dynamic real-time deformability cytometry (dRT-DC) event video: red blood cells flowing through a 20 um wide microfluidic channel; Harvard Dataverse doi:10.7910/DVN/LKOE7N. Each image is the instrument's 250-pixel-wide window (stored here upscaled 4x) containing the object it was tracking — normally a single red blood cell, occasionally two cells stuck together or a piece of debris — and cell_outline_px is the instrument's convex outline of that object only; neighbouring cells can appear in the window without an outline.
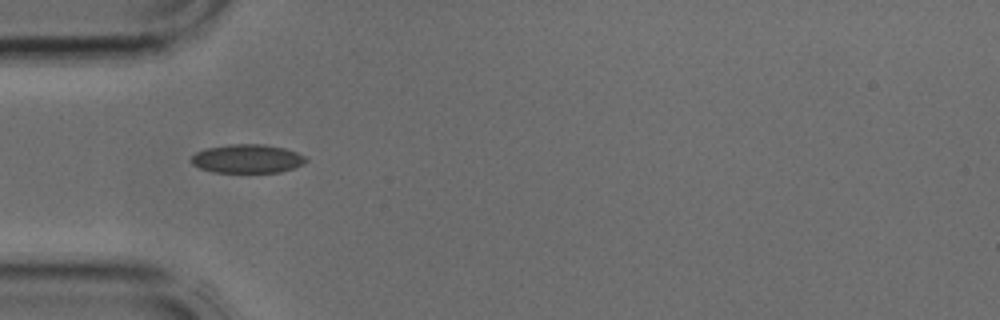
{"species": "common noctule bat (a hibernating species)", "species_latin": "Nyctalus noctula", "temperature_condition": "cold", "stored_images_in_passage": 1, "camera_frame_rate_fps": 3000, "um_per_image_px": 0.085, "animal": {"sex": "male", "body_mass_g": 17.9, "forearm_length_mm": 54.2}, "frame": {"image": 1, "passage_image": 1, "time_ms": 0.0, "image_size_px": [1000, 320], "cell_outline_px": [[308, 160], [304, 164], [280, 172], [212, 172], [200, 168], [192, 164], [192, 156], [196, 152], [204, 148], [228, 144], [264, 144], [284, 148], [296, 152], [304, 156]], "centroid_in_image_um": [21.01, 13.48], "position_along_channel_um": 64.0, "area_um2": 19.19}}